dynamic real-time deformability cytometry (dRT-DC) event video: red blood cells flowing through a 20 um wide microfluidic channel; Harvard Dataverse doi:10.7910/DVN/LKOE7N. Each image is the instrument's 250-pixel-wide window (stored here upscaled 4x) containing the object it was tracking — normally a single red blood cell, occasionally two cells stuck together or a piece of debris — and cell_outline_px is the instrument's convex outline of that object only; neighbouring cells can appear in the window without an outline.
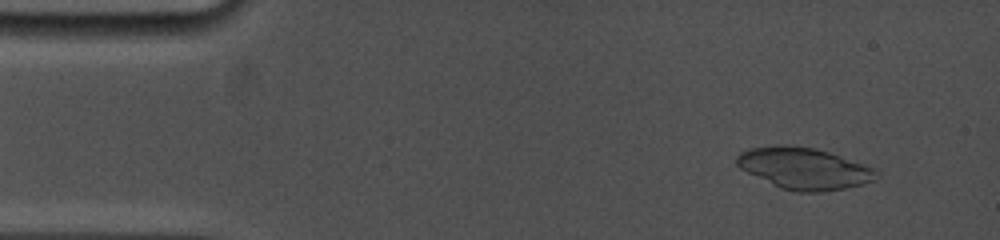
{"species": "common noctule bat (a hibernating species)", "species_latin": "Nyctalus noctula", "temperature_condition": "cold", "stored_images_in_passage": 17, "camera_frame_rate_fps": 5000, "um_per_image_px": 0.085, "animal": {"sex": "female", "body_mass_g": 19.0, "forearm_length_mm": 53.3}, "frame": {"image": 1, "passage_image": 3, "time_ms": 0.4, "image_size_px": [1000, 240], "cell_outline_px": [[876, 172], [872, 180], [860, 184], [844, 188], [820, 192], [796, 192], [780, 188], [740, 168], [736, 164], [736, 156], [740, 152], [752, 148], [780, 144], [812, 148], [828, 152], [872, 168]], "centroid_in_image_um": [68.26, 14.31], "position_along_channel_um": 16.7, "area_um2": 32.95}}